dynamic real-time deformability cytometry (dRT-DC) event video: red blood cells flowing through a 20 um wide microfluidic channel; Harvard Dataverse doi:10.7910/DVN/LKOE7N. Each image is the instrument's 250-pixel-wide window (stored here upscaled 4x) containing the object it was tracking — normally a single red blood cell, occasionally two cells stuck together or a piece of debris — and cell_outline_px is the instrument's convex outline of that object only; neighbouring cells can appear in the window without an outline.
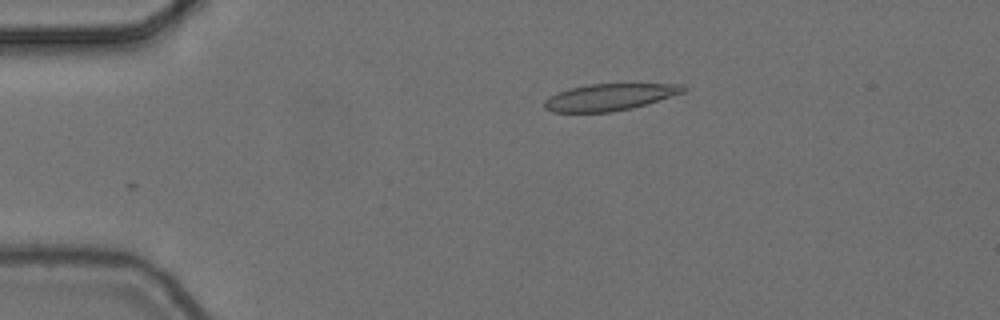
{"species": "common noctule bat (a hibernating species)", "species_latin": "Nyctalus noctula", "temperature_condition": "cold", "stored_images_in_passage": 6, "camera_frame_rate_fps": 3000, "um_per_image_px": 0.085, "animal": {"sex": "female", "body_mass_g": 24.6, "forearm_length_mm": 56.2}, "frame": {"image": 1, "passage_image": 3, "time_ms": 0.667, "image_size_px": [1000, 320], "cell_outline_px": [[688, 88], [684, 92], [632, 108], [612, 112], [552, 112], [544, 108], [544, 100], [548, 96], [556, 92], [568, 88], [588, 84], [684, 84]], "centroid_in_image_um": [51.76, 8.25], "position_along_channel_um": 33.2, "area_um2": 21.73}}
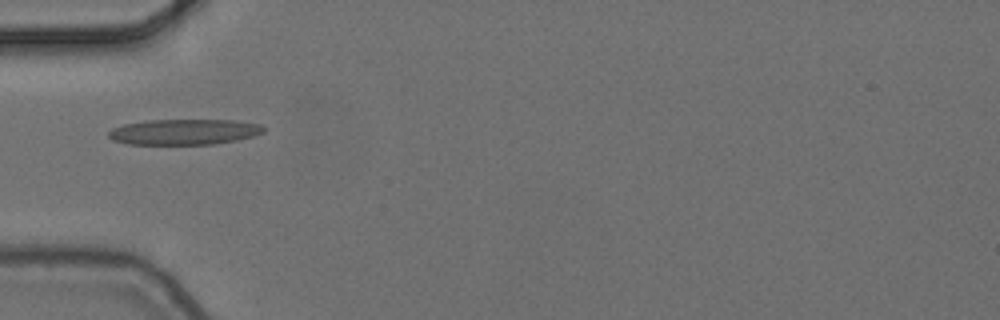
{"frame": {"image": 2, "passage_image": 5, "time_ms": 1.333, "image_size_px": [1000, 320], "cell_outline_px": [[268, 128], [264, 132], [252, 136], [236, 140], [212, 144], [128, 144], [112, 140], [108, 136], [108, 132], [112, 128], [124, 124], [148, 120], [236, 120], [260, 124]], "centroid_in_image_um": [15.66, 11.2], "position_along_channel_um": 69.3, "area_um2": 23.18}}
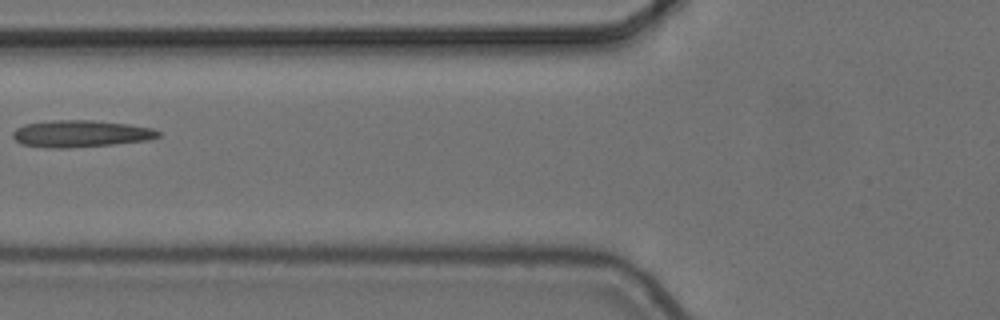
{"frame": {"image": 3, "passage_image": 6, "time_ms": 1.667, "image_size_px": [1000, 320], "cell_outline_px": [[160, 136], [148, 140], [112, 144], [68, 148], [48, 148], [20, 144], [12, 136], [12, 132], [16, 128], [24, 124], [52, 120], [92, 120], [128, 124], [152, 128], [160, 132]], "centroid_in_image_um": [6.82, 11.36], "position_along_channel_um": 119.0, "area_um2": 22.83}}